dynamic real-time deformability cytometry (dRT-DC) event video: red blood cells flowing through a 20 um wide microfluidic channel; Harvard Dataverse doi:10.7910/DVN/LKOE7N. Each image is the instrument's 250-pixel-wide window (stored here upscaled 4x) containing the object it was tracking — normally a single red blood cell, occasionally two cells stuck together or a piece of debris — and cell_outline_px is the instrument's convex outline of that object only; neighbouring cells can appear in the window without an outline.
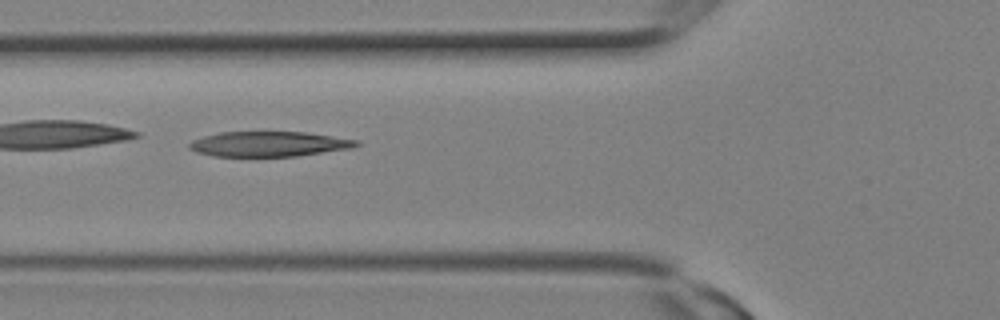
{"species": "Egyptian fruit bat (a non-hibernating species)", "species_latin": "Rousettus aegyptiacus", "temperature_condition": "room temperature", "stored_images_in_passage": 10, "camera_frame_rate_fps": 3000, "um_per_image_px": 0.085, "animal": {"sex": "female"}, "frame": {"image": 1, "passage_image": 4, "time_ms": 1.0, "image_size_px": [1000, 320], "cell_outline_px": [[360, 144], [352, 148], [296, 156], [212, 156], [196, 152], [188, 148], [188, 144], [192, 140], [204, 136], [220, 132], [304, 132], [360, 140]], "centroid_in_image_um": [22.84, 12.24], "position_along_channel_um": 103.0, "area_um2": 24.39}}
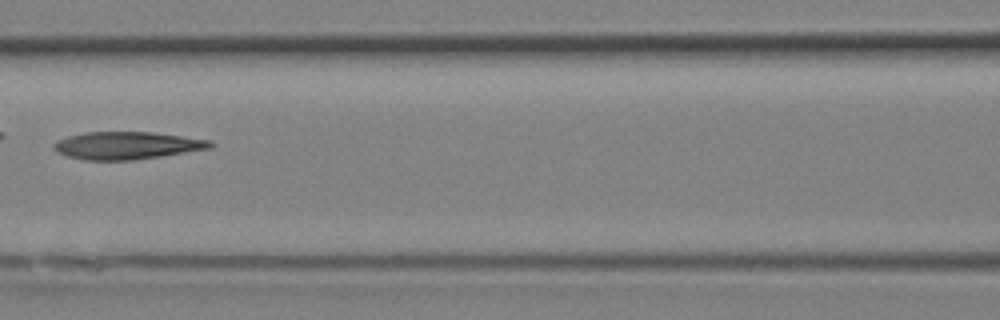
{"frame": {"image": 2, "passage_image": 6, "time_ms": 1.667, "image_size_px": [1000, 320], "cell_outline_px": [[216, 144], [212, 148], [160, 156], [132, 160], [84, 160], [68, 156], [56, 152], [52, 148], [52, 144], [56, 140], [68, 136], [84, 132], [152, 132], [212, 140]], "centroid_in_image_um": [10.78, 12.36], "position_along_channel_um": 155.8, "area_um2": 25.26}}